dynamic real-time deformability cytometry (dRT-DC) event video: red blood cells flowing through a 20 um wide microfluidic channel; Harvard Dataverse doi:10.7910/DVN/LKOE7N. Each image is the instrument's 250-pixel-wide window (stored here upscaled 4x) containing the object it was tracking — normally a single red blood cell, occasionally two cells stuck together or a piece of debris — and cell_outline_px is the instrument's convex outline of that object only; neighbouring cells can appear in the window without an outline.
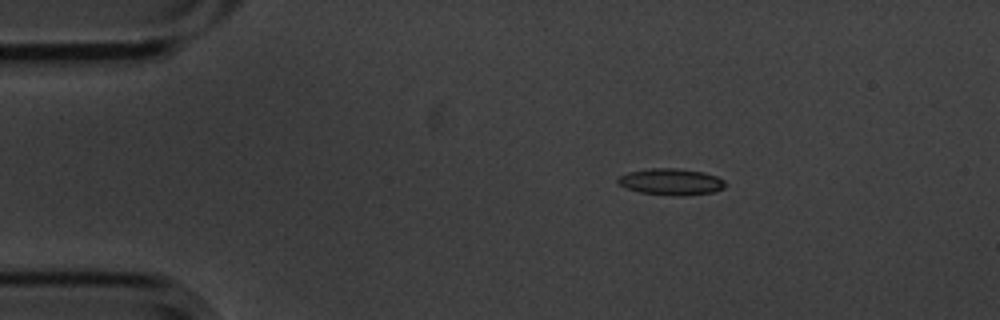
{"species": "common noctule bat (a hibernating species)", "species_latin": "Nyctalus noctula", "temperature_condition": "cold", "stored_images_in_passage": 5, "segment_of_instrument_passage": [1, 2], "camera_frame_rate_fps": 3000, "um_per_image_px": 0.085, "animal": {"sex": "male", "body_mass_g": 20.1, "forearm_length_mm": 53.5}, "frame": {"image": 1, "passage_image": 3, "time_ms": 0.667, "image_size_px": [1000, 320], "cell_outline_px": [[724, 188], [712, 192], [680, 196], [676, 196], [640, 192], [628, 188], [620, 184], [616, 180], [620, 176], [628, 172], [648, 168], [676, 168], [704, 172], [716, 176], [724, 180]], "centroid_in_image_um": [57.04, 15.44], "position_along_channel_um": 28.0, "area_um2": 16.42}}